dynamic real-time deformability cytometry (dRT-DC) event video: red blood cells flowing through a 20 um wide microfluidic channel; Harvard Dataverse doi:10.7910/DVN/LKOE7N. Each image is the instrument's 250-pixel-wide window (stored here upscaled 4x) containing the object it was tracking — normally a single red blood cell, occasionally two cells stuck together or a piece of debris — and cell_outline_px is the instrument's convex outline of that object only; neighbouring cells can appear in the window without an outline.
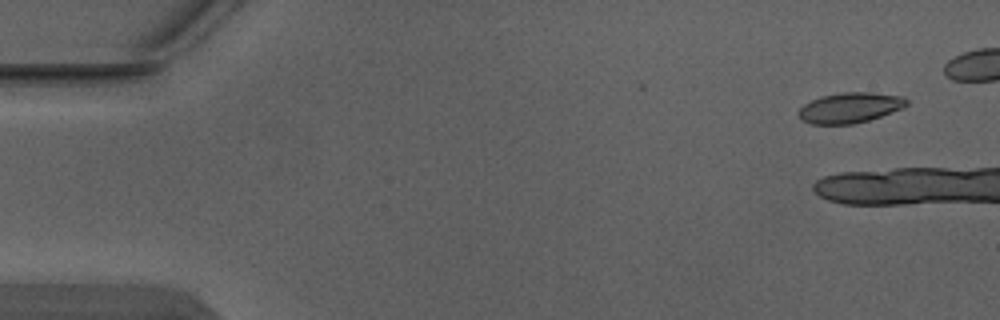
{"species": "Egyptian fruit bat (a non-hibernating species)", "species_latin": "Rousettus aegyptiacus", "temperature_condition": "warm", "stored_images_in_passage": 3, "camera_frame_rate_fps": 3000, "um_per_image_px": 0.085, "animal": {"sex": "male"}, "frame": {"image": 1, "passage_image": 1, "time_ms": 0.0, "image_size_px": [1000, 320], "cell_outline_px": [[908, 104], [904, 108], [868, 120], [852, 124], [812, 124], [804, 120], [796, 112], [804, 104], [820, 96], [844, 92], [872, 92], [904, 96], [908, 100]], "centroid_in_image_um": [72.28, 9.14], "position_along_channel_um": 12.7, "area_um2": 19.13}}